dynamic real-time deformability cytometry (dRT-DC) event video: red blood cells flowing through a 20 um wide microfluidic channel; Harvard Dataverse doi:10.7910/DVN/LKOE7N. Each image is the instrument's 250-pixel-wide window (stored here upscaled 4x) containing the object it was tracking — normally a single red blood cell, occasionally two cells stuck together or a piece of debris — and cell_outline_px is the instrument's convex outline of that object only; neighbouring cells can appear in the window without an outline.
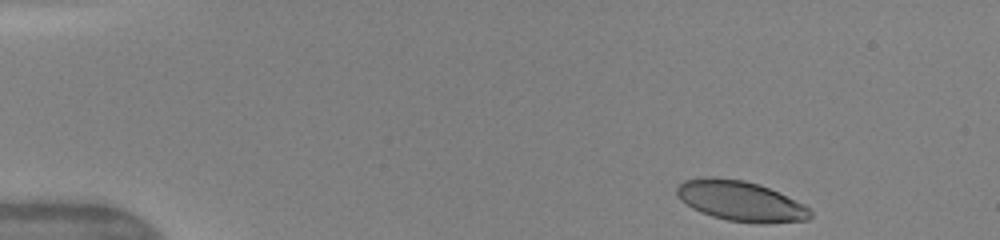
{"species": "human", "species_latin": "Homo sapiens", "temperature_condition": "warm", "stored_images_in_passage": 39, "camera_frame_rate_fps": 3000, "um_per_image_px": 0.085, "donor": {"sex": "female"}, "frame": {"image": 1, "passage_image": 1, "time_ms": 0.0, "image_size_px": [1000, 240], "cell_outline_px": [[812, 216], [808, 220], [764, 224], [756, 224], [728, 220], [712, 216], [700, 212], [692, 208], [680, 200], [676, 196], [676, 188], [684, 180], [708, 176], [744, 180], [760, 184], [804, 204], [812, 212]], "centroid_in_image_um": [62.94, 17.09], "position_along_channel_um": 22.1, "area_um2": 31.5}}
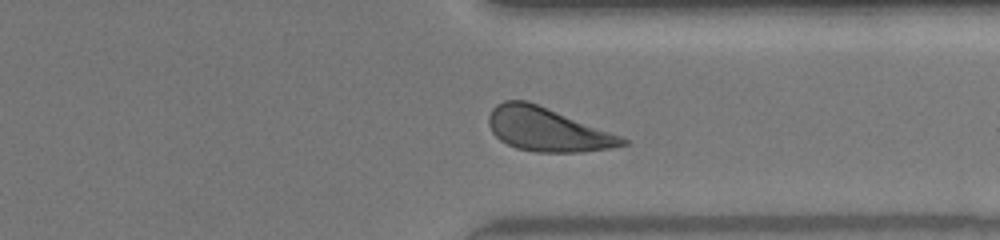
{"frame": {"image": 2, "passage_image": 33, "time_ms": 10.667, "image_size_px": [1000, 240], "cell_outline_px": [[628, 144], [612, 148], [580, 152], [536, 152], [516, 148], [500, 140], [492, 132], [488, 124], [488, 116], [492, 108], [496, 104], [504, 100], [528, 100], [620, 136], [628, 140]], "centroid_in_image_um": [46.48, 11.0], "position_along_channel_um": 364.9, "area_um2": 33.81}}
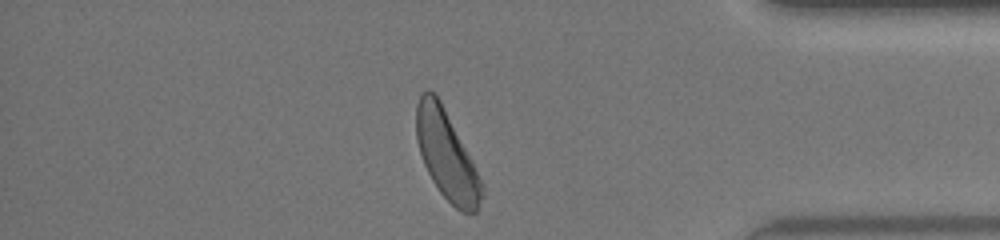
{"frame": {"image": 3, "passage_image": 37, "time_ms": 12.0, "image_size_px": [1000, 240], "cell_outline_px": [[484, 196], [476, 212], [460, 212], [440, 192], [432, 180], [424, 164], [416, 140], [416, 104], [420, 92], [428, 88], [440, 100], [472, 160], [484, 184]], "centroid_in_image_um": [37.97, 13.19], "position_along_channel_um": 397.2, "area_um2": 33.81}, "authors_computed_cell_mechanics": {"area_um2": 33.4084, "velocity_mm_per_s": 4.1506, "shape_relaxation_time_tau1_ms": 2.1065, "shape_relaxation_time_tau2_ms": 1.7509, "deformation_change_tau1": 0.1118, "deformation_change_tau2": 0.0779}}